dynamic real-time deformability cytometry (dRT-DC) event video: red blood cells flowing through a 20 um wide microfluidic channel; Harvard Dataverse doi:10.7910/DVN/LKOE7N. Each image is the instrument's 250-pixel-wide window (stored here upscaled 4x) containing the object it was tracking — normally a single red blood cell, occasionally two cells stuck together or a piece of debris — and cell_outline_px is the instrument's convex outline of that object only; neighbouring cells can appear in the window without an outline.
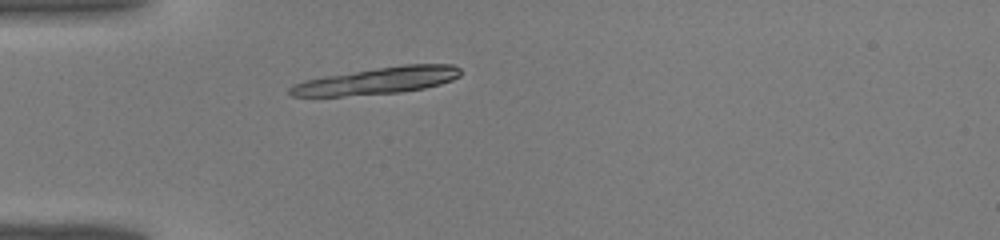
{"species": "common noctule bat (a hibernating species)", "species_latin": "Nyctalus noctula", "temperature_condition": "warm", "stored_images_in_passage": 30, "camera_frame_rate_fps": 3000, "um_per_image_px": 0.085, "animal": {"sex": "male", "body_mass_g": 19.0, "forearm_length_mm": 50.8}, "frame": {"image": 1, "passage_image": 1, "time_ms": 0.0, "image_size_px": [1000, 240], "cell_outline_px": [[460, 76], [452, 80], [440, 84], [424, 88], [400, 92], [344, 96], [292, 96], [288, 92], [288, 88], [292, 84], [304, 80], [324, 76], [376, 68], [404, 64], [452, 64], [460, 68]], "centroid_in_image_um": [32.05, 6.86], "position_along_channel_um": 52.9, "area_um2": 26.7}}